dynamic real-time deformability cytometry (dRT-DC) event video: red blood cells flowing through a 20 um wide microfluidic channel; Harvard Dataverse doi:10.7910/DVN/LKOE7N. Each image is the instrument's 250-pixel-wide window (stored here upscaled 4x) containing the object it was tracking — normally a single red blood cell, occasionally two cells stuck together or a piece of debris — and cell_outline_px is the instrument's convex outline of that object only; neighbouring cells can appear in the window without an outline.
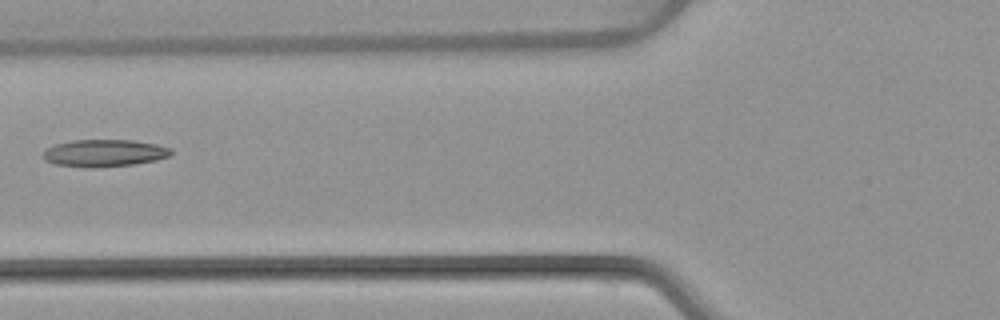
{"species": "common noctule bat (a hibernating species)", "species_latin": "Nyctalus noctula", "temperature_condition": "warm", "stored_images_in_passage": 5, "camera_frame_rate_fps": 3000, "um_per_image_px": 0.085, "animal": {"sex": "female", "body_mass_g": 22.7, "forearm_length_mm": 54.2}, "frame": {"image": 1, "passage_image": 5, "time_ms": 5.667, "image_size_px": [1000, 320], "cell_outline_px": [[172, 156], [156, 160], [136, 164], [92, 168], [88, 168], [56, 164], [44, 160], [44, 152], [48, 148], [56, 144], [72, 140], [132, 140], [156, 144], [172, 148]], "centroid_in_image_um": [8.92, 13.01], "position_along_channel_um": 116.9, "area_um2": 20.35}}